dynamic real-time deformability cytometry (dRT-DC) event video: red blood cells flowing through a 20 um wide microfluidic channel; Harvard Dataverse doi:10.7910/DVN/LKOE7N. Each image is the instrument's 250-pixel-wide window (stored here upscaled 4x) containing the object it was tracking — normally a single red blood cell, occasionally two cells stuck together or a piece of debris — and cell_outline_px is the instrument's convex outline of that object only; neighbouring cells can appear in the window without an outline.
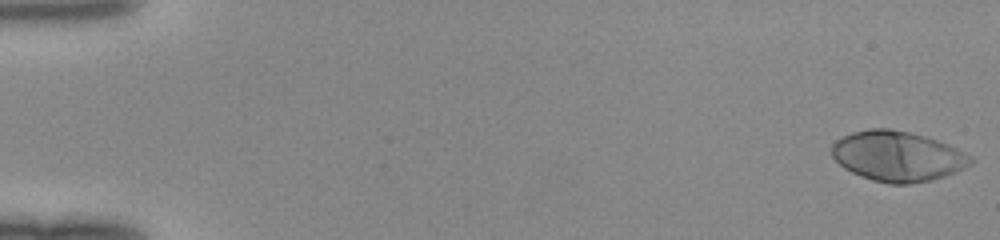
{"species": "human", "species_latin": "Homo sapiens", "temperature_condition": "room temperature", "stored_images_in_passage": 50, "camera_frame_rate_fps": 3000, "um_per_image_px": 0.085, "donor": {"sex": "female"}, "frame": {"image": 1, "passage_image": 1, "time_ms": 0.0, "image_size_px": [1000, 240], "cell_outline_px": [[976, 160], [972, 164], [956, 172], [944, 176], [928, 180], [908, 184], [888, 184], [872, 180], [860, 176], [844, 168], [832, 156], [832, 144], [836, 140], [852, 132], [868, 128], [888, 128], [908, 132], [924, 136], [948, 144], [972, 156]], "centroid_in_image_um": [76.3, 13.28], "position_along_channel_um": 8.7, "area_um2": 40.58}}
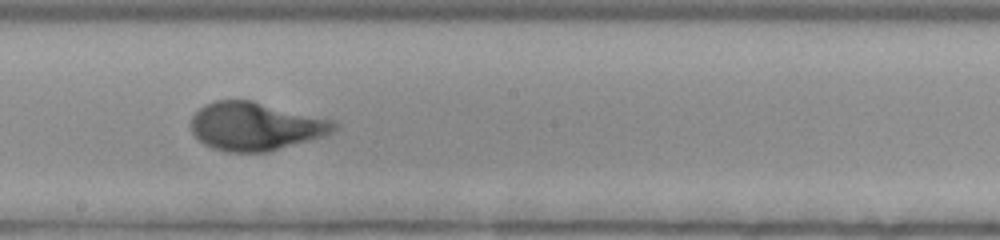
{"frame": {"image": 2, "passage_image": 29, "time_ms": 9.333, "image_size_px": [1000, 240], "cell_outline_px": [[340, 124], [332, 132], [324, 136], [268, 152], [228, 152], [212, 148], [204, 144], [192, 132], [192, 116], [204, 104], [216, 100], [252, 100], [336, 120]], "centroid_in_image_um": [21.76, 10.73], "position_along_channel_um": 226.4, "area_um2": 40.4}}
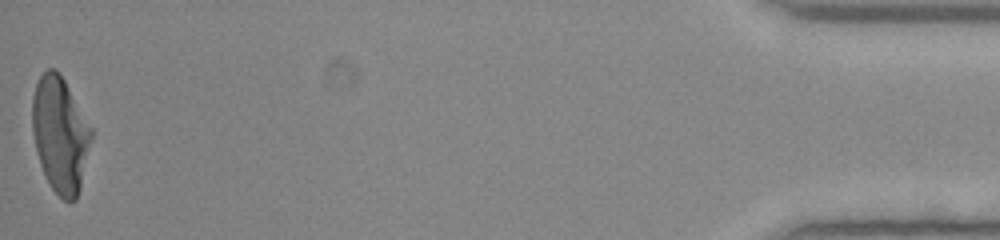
{"frame": {"image": 3, "passage_image": 50, "time_ms": 16.333, "image_size_px": [1000, 240], "cell_outline_px": [[92, 140], [80, 188], [76, 200], [68, 204], [52, 188], [40, 164], [36, 152], [32, 132], [32, 96], [36, 84], [40, 76], [48, 68], [52, 68], [64, 80], [92, 128]], "centroid_in_image_um": [5.11, 11.46], "position_along_channel_um": 430.1, "area_um2": 39.59}}